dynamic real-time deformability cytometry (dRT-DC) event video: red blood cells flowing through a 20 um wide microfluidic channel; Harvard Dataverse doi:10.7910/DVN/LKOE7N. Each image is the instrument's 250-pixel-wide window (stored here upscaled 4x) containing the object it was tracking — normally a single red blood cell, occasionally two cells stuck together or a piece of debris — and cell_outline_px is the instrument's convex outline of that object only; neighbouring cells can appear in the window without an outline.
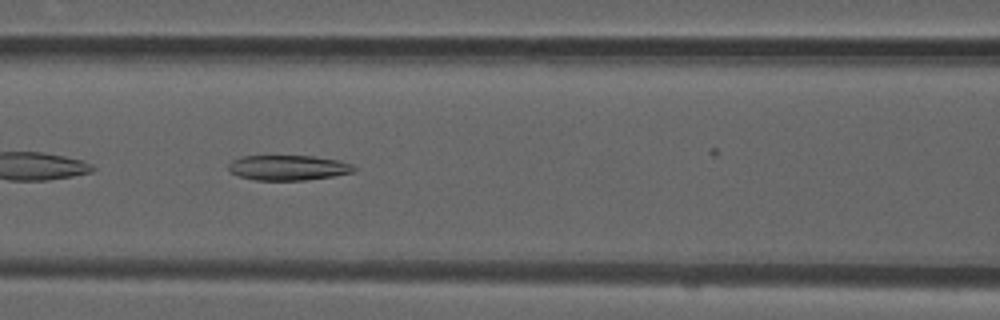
{"species": "common noctule bat (a hibernating species)", "species_latin": "Nyctalus noctula", "temperature_condition": "room temperature", "stored_images_in_passage": 38, "camera_frame_rate_fps": 3000, "um_per_image_px": 0.085, "animal": {"sex": "male", "forearm_length_mm": 52.5}, "frame": {"image": 1, "passage_image": 22, "time_ms": 7.0, "image_size_px": [1000, 320], "cell_outline_px": [[356, 172], [332, 176], [304, 180], [256, 180], [240, 176], [232, 172], [228, 168], [228, 164], [232, 160], [240, 156], [312, 156], [340, 160], [352, 164], [356, 168]], "centroid_in_image_um": [24.52, 14.25], "position_along_channel_um": 142.1, "area_um2": 18.38}}
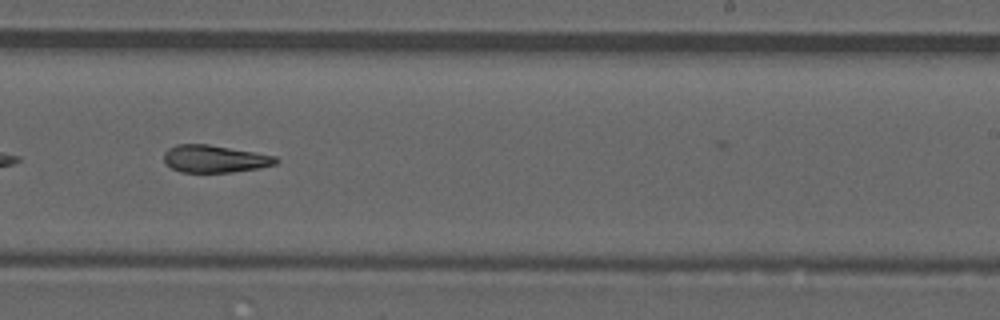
{"frame": {"image": 2, "passage_image": 32, "time_ms": 10.333, "image_size_px": [1000, 320], "cell_outline_px": [[280, 160], [276, 164], [260, 168], [232, 172], [180, 172], [172, 168], [164, 160], [164, 152], [168, 148], [176, 144], [208, 144], [276, 156]], "centroid_in_image_um": [18.26, 13.5], "position_along_channel_um": 270.7, "area_um2": 17.86}}